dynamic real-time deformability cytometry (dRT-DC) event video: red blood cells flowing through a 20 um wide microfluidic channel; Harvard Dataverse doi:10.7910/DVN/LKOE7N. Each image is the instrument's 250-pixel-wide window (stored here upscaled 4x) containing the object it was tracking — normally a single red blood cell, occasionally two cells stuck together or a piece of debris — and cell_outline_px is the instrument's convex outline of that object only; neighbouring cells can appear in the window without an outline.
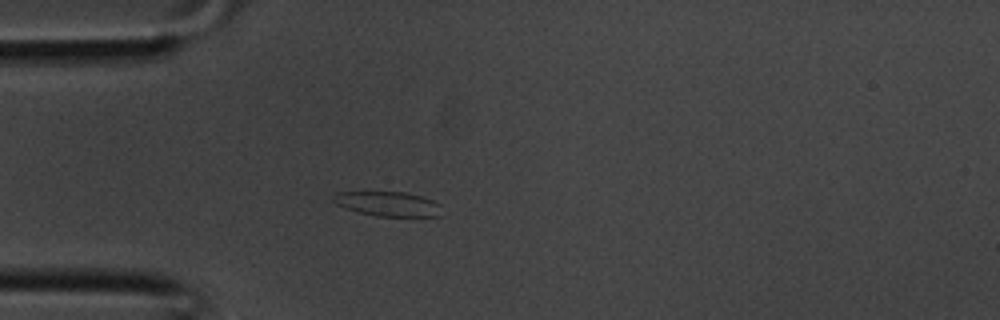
{"species": "common noctule bat (a hibernating species)", "species_latin": "Nyctalus noctula", "temperature_condition": "room temperature", "stored_images_in_passage": 28, "camera_frame_rate_fps": 3000, "um_per_image_px": 0.085, "animal": {"sex": "male", "body_mass_g": 20.1, "forearm_length_mm": 53.5}, "frame": {"image": 1, "passage_image": 1, "time_ms": 0.0, "image_size_px": [1000, 320], "cell_outline_px": [[440, 216], [376, 216], [360, 212], [336, 204], [332, 200], [332, 196], [336, 192], [404, 192], [420, 196], [432, 200], [440, 204]], "centroid_in_image_um": [32.96, 17.32], "position_along_channel_um": 52.0, "area_um2": 15.32}}
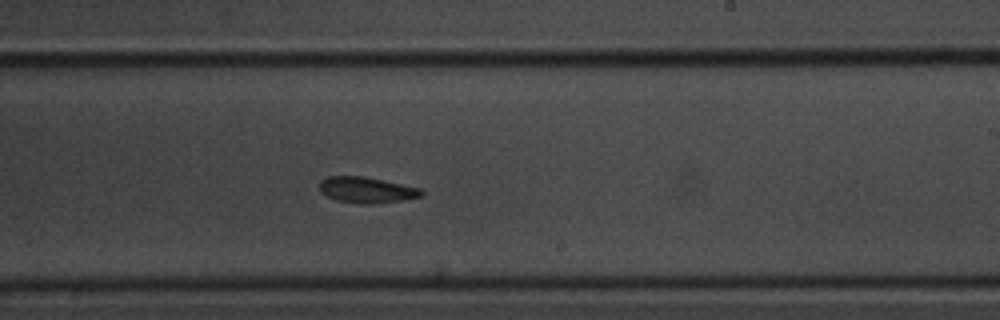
{"frame": {"image": 2, "passage_image": 13, "time_ms": 4.0, "image_size_px": [1000, 320], "cell_outline_px": [[424, 196], [400, 200], [368, 204], [360, 204], [336, 200], [320, 192], [320, 180], [328, 176], [364, 176], [384, 180], [420, 188], [424, 192]], "centroid_in_image_um": [31.15, 16.14], "position_along_channel_um": 257.8, "area_um2": 15.37}}
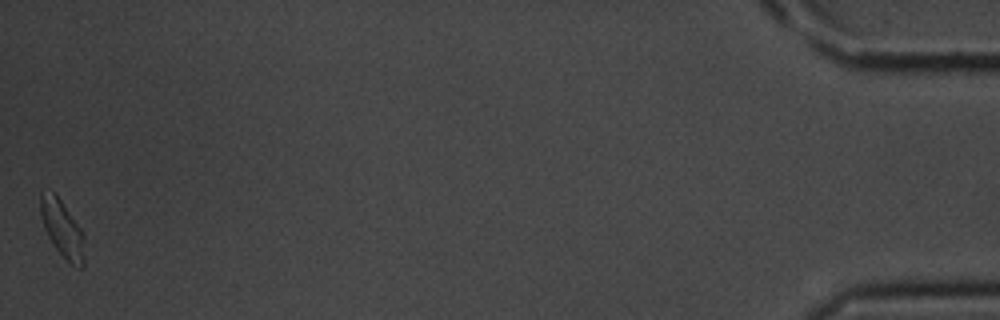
{"frame": {"image": 3, "passage_image": 28, "time_ms": 9.0, "image_size_px": [1000, 320], "cell_outline_px": [[84, 268], [80, 268], [72, 264], [56, 248], [48, 236], [44, 228], [40, 216], [40, 192], [52, 192], [60, 200], [84, 232]], "centroid_in_image_um": [5.3, 19.45], "position_along_channel_um": 429.9, "area_um2": 14.39}}